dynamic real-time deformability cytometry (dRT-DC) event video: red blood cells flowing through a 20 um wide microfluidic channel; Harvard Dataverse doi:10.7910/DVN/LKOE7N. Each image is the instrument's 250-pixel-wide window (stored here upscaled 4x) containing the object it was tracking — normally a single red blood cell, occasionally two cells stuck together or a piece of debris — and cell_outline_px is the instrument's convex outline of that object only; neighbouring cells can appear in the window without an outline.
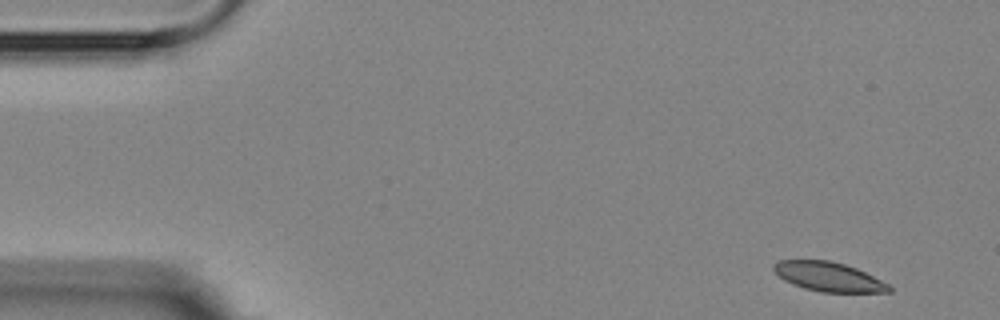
{"species": "Egyptian fruit bat (a non-hibernating species)", "species_latin": "Rousettus aegyptiacus", "temperature_condition": "room temperature", "stored_images_in_passage": 5, "camera_frame_rate_fps": 3000, "um_per_image_px": 0.085, "animal": {"sex": "female"}, "frame": {"image": 1, "passage_image": 1, "time_ms": 0.0, "image_size_px": [1000, 320], "cell_outline_px": [[892, 292], [820, 292], [804, 288], [792, 284], [784, 280], [772, 268], [772, 264], [780, 260], [828, 260], [844, 264], [856, 268], [888, 284], [892, 288]], "centroid_in_image_um": [70.41, 23.52], "position_along_channel_um": 14.6, "area_um2": 19.54}}
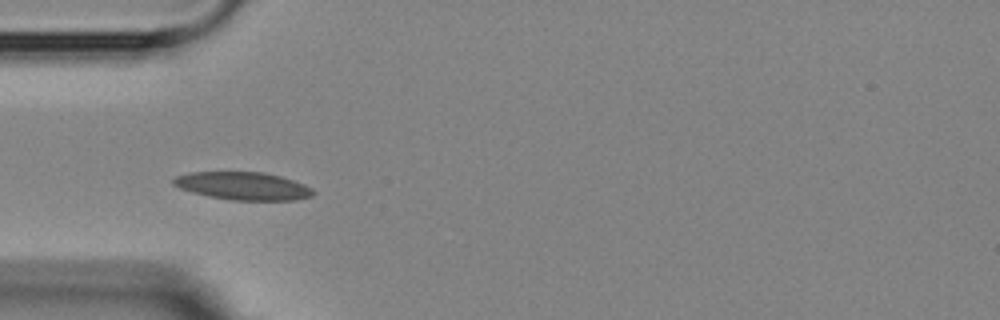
{"frame": {"image": 2, "passage_image": 4, "time_ms": 4.333, "image_size_px": [1000, 320], "cell_outline_px": [[316, 192], [312, 196], [296, 200], [232, 200], [208, 196], [192, 192], [180, 188], [172, 184], [172, 180], [176, 176], [188, 172], [264, 172], [280, 176], [304, 184], [312, 188]], "centroid_in_image_um": [20.66, 15.8], "position_along_channel_um": 64.3, "area_um2": 22.72}}
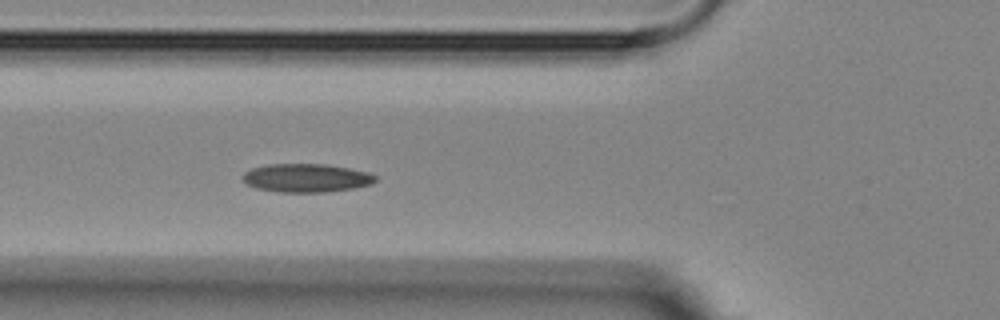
{"frame": {"image": 3, "passage_image": 5, "time_ms": 5.333, "image_size_px": [1000, 320], "cell_outline_px": [[376, 180], [372, 184], [352, 188], [328, 192], [280, 192], [256, 188], [244, 184], [240, 176], [244, 172], [252, 168], [268, 164], [324, 164], [348, 168], [368, 172], [376, 176]], "centroid_in_image_um": [25.98, 15.13], "position_along_channel_um": 99.8, "area_um2": 22.14}}